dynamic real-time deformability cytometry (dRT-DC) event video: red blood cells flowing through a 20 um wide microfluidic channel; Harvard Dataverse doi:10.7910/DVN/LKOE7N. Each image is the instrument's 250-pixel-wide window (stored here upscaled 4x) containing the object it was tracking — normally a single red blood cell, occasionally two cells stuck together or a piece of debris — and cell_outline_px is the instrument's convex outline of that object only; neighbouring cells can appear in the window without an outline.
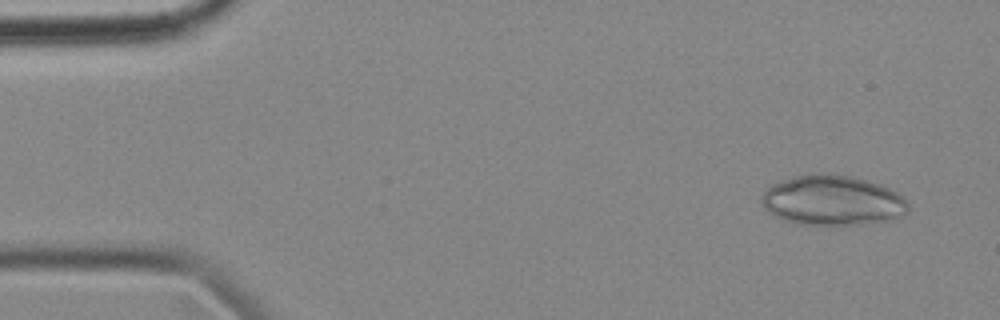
{"species": "common noctule bat (a hibernating species)", "species_latin": "Nyctalus noctula", "temperature_condition": "cold", "stored_images_in_passage": 55, "camera_frame_rate_fps": 3000, "um_per_image_px": 0.085, "animal": {"sex": "female", "body_mass_g": 18.4}, "frame": {"image": 1, "passage_image": 3, "time_ms": 0.667, "image_size_px": [1000, 320], "cell_outline_px": [[908, 212], [892, 220], [852, 224], [792, 224], [776, 216], [764, 208], [764, 192], [772, 184], [796, 176], [848, 176], [880, 184], [896, 192], [908, 204]], "centroid_in_image_um": [70.78, 17.07], "position_along_channel_um": 14.2, "area_um2": 41.33}}
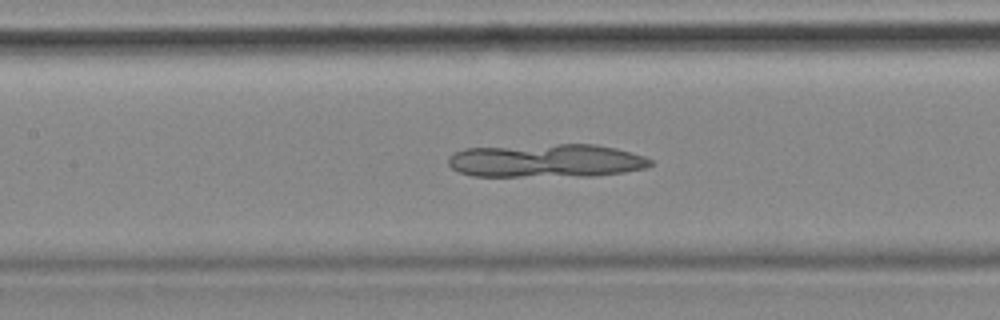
{"frame": {"image": 2, "passage_image": 24, "time_ms": 7.667, "image_size_px": [1000, 320], "cell_outline_px": [[652, 164], [644, 168], [624, 172], [596, 176], [472, 176], [460, 172], [452, 168], [448, 164], [448, 160], [456, 152], [468, 148], [556, 144], [596, 144], [616, 148], [644, 156], [652, 160]], "centroid_in_image_um": [46.47, 13.66], "position_along_channel_um": 160.9, "area_um2": 39.3}}
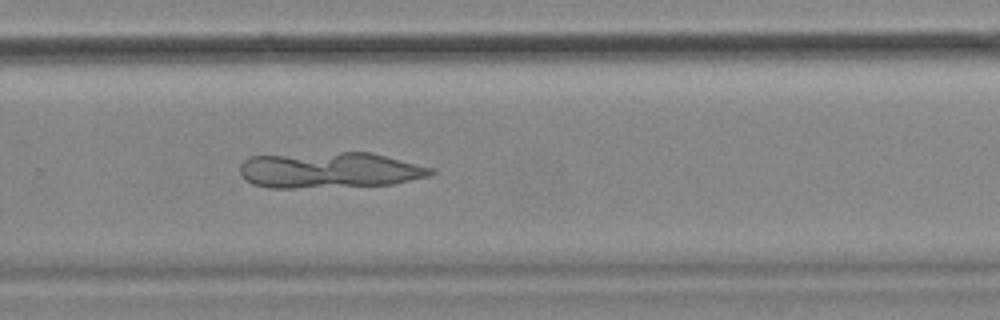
{"frame": {"image": 3, "passage_image": 36, "time_ms": 11.667, "image_size_px": [1000, 320], "cell_outline_px": [[436, 172], [428, 176], [392, 184], [296, 188], [268, 188], [252, 184], [240, 172], [240, 164], [248, 156], [340, 152], [368, 152], [432, 168]], "centroid_in_image_um": [27.96, 14.46], "position_along_channel_um": 301.8, "area_um2": 39.59}}